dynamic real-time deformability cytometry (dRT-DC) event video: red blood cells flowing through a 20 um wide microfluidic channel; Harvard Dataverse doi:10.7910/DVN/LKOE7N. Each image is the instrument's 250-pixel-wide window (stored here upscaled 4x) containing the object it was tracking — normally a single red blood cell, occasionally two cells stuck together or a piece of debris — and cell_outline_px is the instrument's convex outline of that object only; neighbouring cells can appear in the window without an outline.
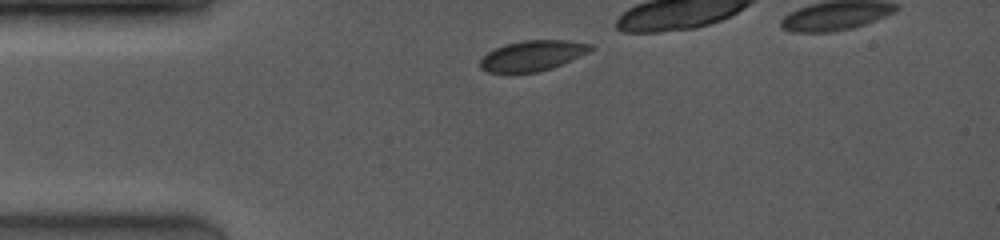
{"species": "common noctule bat (a hibernating species)", "species_latin": "Nyctalus noctula", "temperature_condition": "room temperature", "stored_images_in_passage": 12, "camera_frame_rate_fps": 4000, "um_per_image_px": 0.085, "animal": {"sex": "female", "body_mass_g": 19.0, "forearm_length_mm": 53.3}, "frame": {"image": 1, "passage_image": 1, "time_ms": 0.0, "image_size_px": [1000, 240], "cell_outline_px": [[596, 48], [588, 52], [552, 68], [536, 72], [488, 72], [480, 68], [480, 60], [488, 52], [504, 44], [520, 40], [572, 40], [592, 44]], "centroid_in_image_um": [45.28, 4.71], "position_along_channel_um": 39.7, "area_um2": 19.54}}
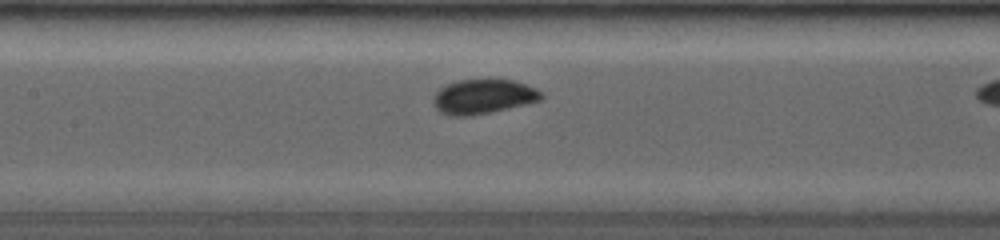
{"frame": {"image": 2, "passage_image": 9, "time_ms": 3.75, "image_size_px": [1000, 240], "cell_outline_px": [[544, 96], [540, 100], [492, 112], [472, 116], [452, 116], [440, 112], [432, 104], [432, 100], [436, 92], [440, 88], [456, 80], [512, 80], [536, 88]], "centroid_in_image_um": [41.03, 8.22], "position_along_channel_um": 166.4, "area_um2": 21.62}}